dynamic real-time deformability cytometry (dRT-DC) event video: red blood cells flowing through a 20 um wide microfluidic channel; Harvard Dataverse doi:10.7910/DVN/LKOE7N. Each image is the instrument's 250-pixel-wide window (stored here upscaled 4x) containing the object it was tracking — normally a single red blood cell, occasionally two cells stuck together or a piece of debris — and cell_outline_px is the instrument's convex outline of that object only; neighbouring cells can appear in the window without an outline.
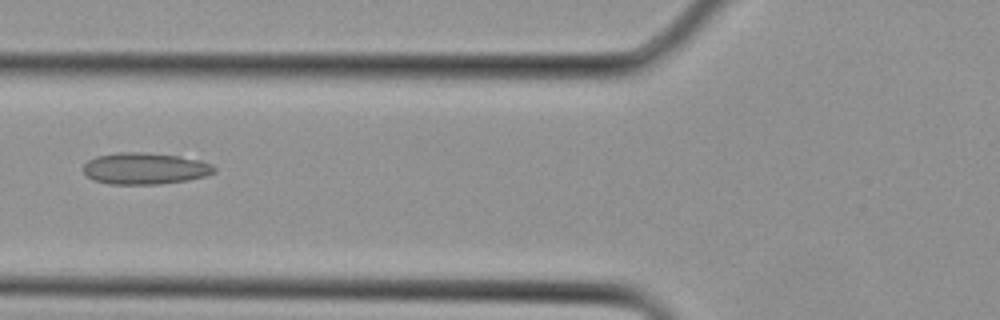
{"species": "Egyptian fruit bat (a non-hibernating species)", "species_latin": "Rousettus aegyptiacus", "temperature_condition": "cold", "stored_images_in_passage": 4, "camera_frame_rate_fps": 3000, "um_per_image_px": 0.085, "animal": {"sex": "female"}, "frame": {"image": 1, "passage_image": 4, "time_ms": 1.0, "image_size_px": [1000, 320], "cell_outline_px": [[216, 172], [204, 176], [188, 180], [160, 184], [108, 184], [92, 180], [84, 172], [84, 164], [88, 160], [96, 156], [116, 152], [144, 152], [180, 156], [200, 160], [212, 164], [216, 168]], "centroid_in_image_um": [12.32, 14.32], "position_along_channel_um": 113.5, "area_um2": 24.28}}